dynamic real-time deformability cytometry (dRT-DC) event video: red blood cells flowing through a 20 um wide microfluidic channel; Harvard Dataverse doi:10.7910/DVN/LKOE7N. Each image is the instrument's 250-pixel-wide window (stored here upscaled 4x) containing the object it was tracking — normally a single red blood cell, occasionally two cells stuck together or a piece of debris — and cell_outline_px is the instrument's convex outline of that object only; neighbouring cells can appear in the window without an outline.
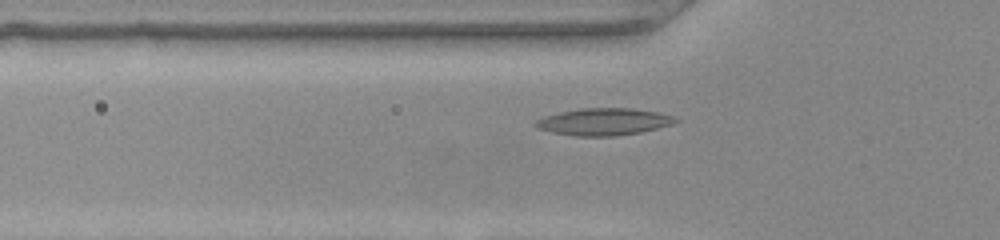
{"species": "common noctule bat (a hibernating species)", "species_latin": "Nyctalus noctula", "temperature_condition": "warm", "stored_images_in_passage": 36, "camera_frame_rate_fps": 3000, "um_per_image_px": 0.085, "animal": {"sex": "female", "body_mass_g": 22.0, "forearm_length_mm": 56.7}, "frame": {"image": 1, "passage_image": 10, "time_ms": 3.0, "image_size_px": [1000, 240], "cell_outline_px": [[680, 120], [672, 124], [640, 132], [612, 136], [576, 136], [552, 132], [536, 128], [532, 124], [536, 120], [544, 116], [560, 112], [580, 108], [632, 108], [660, 112], [672, 116]], "centroid_in_image_um": [51.29, 10.34], "position_along_channel_um": 74.5, "area_um2": 22.08}}
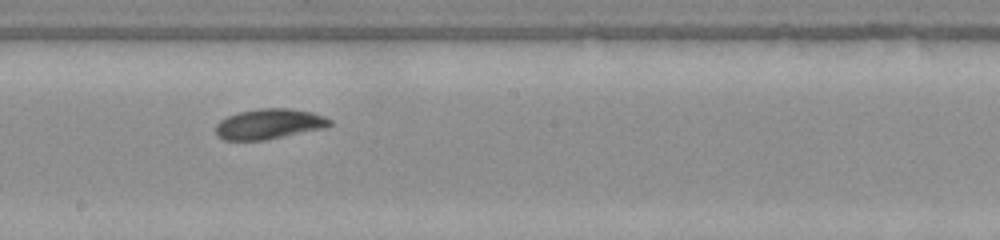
{"frame": {"image": 2, "passage_image": 21, "time_ms": 6.667, "image_size_px": [1000, 240], "cell_outline_px": [[332, 124], [324, 128], [264, 140], [224, 140], [216, 136], [216, 124], [220, 120], [228, 116], [240, 112], [260, 108], [288, 108], [312, 112], [324, 116], [332, 120]], "centroid_in_image_um": [22.87, 10.54], "position_along_channel_um": 225.3, "area_um2": 20.06}}
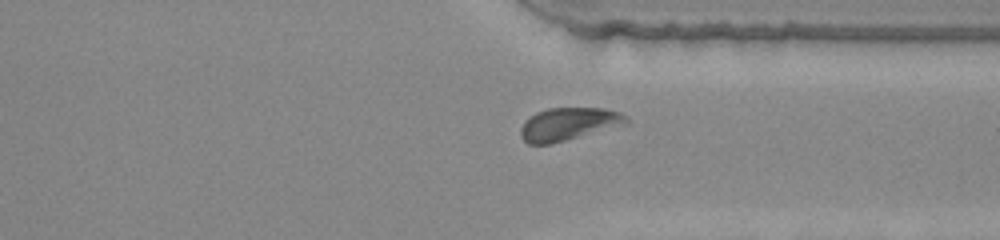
{"frame": {"image": 3, "passage_image": 31, "time_ms": 10.0, "image_size_px": [1000, 240], "cell_outline_px": [[628, 124], [548, 144], [528, 144], [520, 136], [520, 128], [524, 120], [536, 112], [548, 108], [604, 108], [620, 112], [628, 116]], "centroid_in_image_um": [48.32, 10.53], "position_along_channel_um": 363.1, "area_um2": 20.17}}